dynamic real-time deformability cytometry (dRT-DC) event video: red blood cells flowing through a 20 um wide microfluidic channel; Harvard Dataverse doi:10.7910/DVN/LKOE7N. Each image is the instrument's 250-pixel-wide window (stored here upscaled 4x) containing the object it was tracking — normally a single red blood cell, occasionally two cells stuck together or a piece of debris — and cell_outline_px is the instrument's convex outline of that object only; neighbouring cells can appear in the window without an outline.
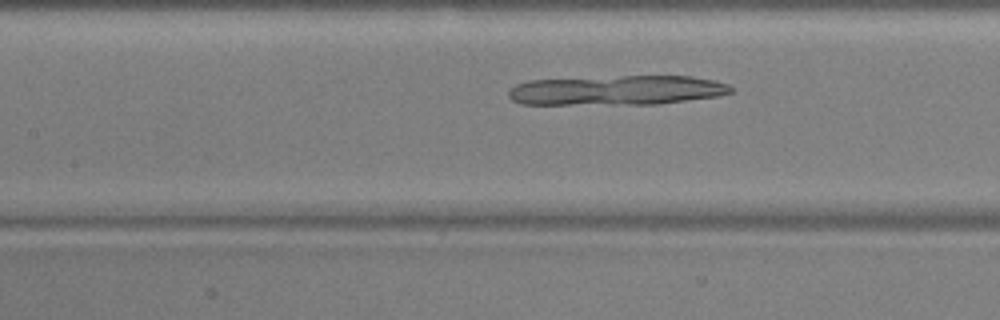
{"species": "common noctule bat (a hibernating species)", "species_latin": "Nyctalus noctula", "temperature_condition": "warm", "stored_images_in_passage": 38, "camera_frame_rate_fps": 3000, "um_per_image_px": 0.085, "animal": {"sex": "male", "body_mass_g": 17.9, "forearm_length_mm": 54.2}, "frame": {"image": 1, "passage_image": 13, "time_ms": 4.0, "image_size_px": [1000, 320], "cell_outline_px": [[732, 92], [720, 96], [656, 104], [520, 104], [512, 100], [508, 96], [508, 88], [516, 84], [532, 80], [624, 76], [692, 76], [712, 80], [728, 84], [732, 88]], "centroid_in_image_um": [52.42, 7.67], "position_along_channel_um": 155.0, "area_um2": 38.44}}
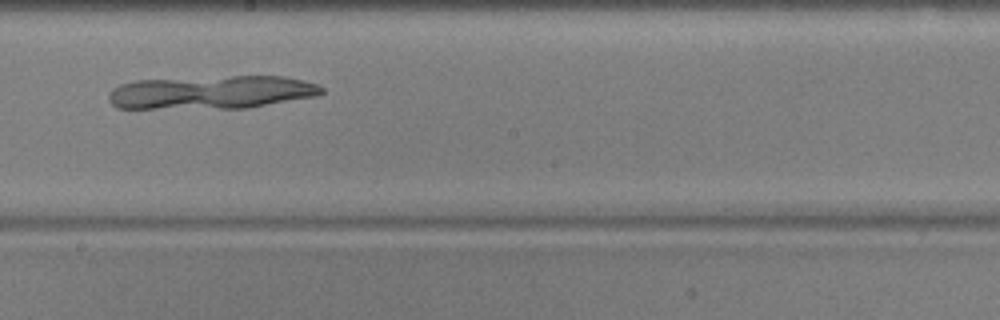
{"frame": {"image": 2, "passage_image": 19, "time_ms": 6.0, "image_size_px": [1000, 320], "cell_outline_px": [[324, 92], [316, 96], [248, 108], [116, 108], [108, 100], [108, 96], [112, 88], [120, 84], [132, 80], [232, 76], [284, 76], [304, 80], [316, 84], [324, 88]], "centroid_in_image_um": [17.96, 7.84], "position_along_channel_um": 230.2, "area_um2": 41.56}}
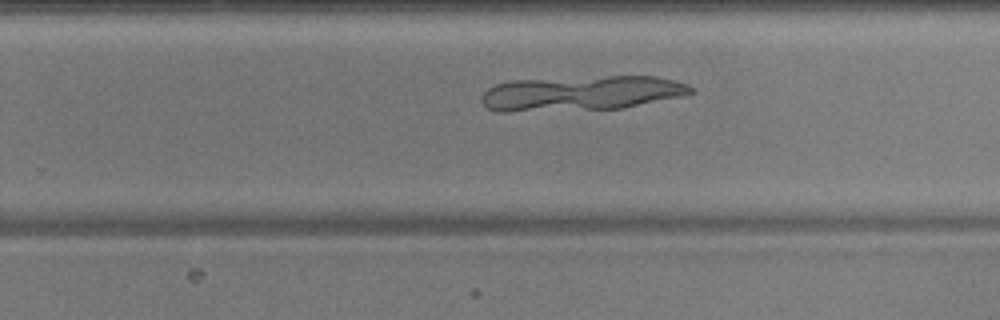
{"frame": {"image": 3, "passage_image": 23, "time_ms": 7.333, "image_size_px": [1000, 320], "cell_outline_px": [[696, 92], [680, 96], [620, 108], [512, 112], [496, 112], [488, 108], [480, 100], [480, 96], [488, 88], [496, 84], [512, 80], [608, 76], [656, 76], [688, 84]], "centroid_in_image_um": [49.34, 7.92], "position_along_channel_um": 280.5, "area_um2": 42.43}}